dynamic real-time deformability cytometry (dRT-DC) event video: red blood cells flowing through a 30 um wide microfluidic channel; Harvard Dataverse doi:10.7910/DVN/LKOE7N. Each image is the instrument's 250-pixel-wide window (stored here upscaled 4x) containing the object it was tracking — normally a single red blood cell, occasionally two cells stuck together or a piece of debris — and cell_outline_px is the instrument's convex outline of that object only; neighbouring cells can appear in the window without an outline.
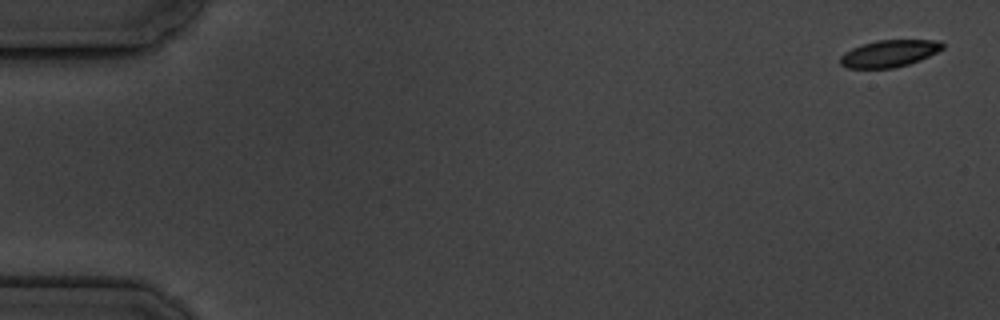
{"species": "common noctule bat (a hibernating species)", "species_latin": "Nyctalus noctula", "temperature_condition": "cold", "stored_images_in_passage": 17, "camera_frame_rate_fps": 3000, "um_per_image_px": 0.085, "animal": {"sex": "male", "body_mass_g": 19.5, "forearm_length_mm": 54.6}, "frame": {"image": 1, "passage_image": 1, "time_ms": 0.0, "image_size_px": [1000, 320], "cell_outline_px": [[944, 48], [920, 60], [908, 64], [892, 68], [848, 68], [840, 64], [840, 56], [844, 52], [852, 48], [876, 40], [940, 40], [944, 44]], "centroid_in_image_um": [75.58, 4.54], "position_along_channel_um": 9.4, "area_um2": 16.01}}
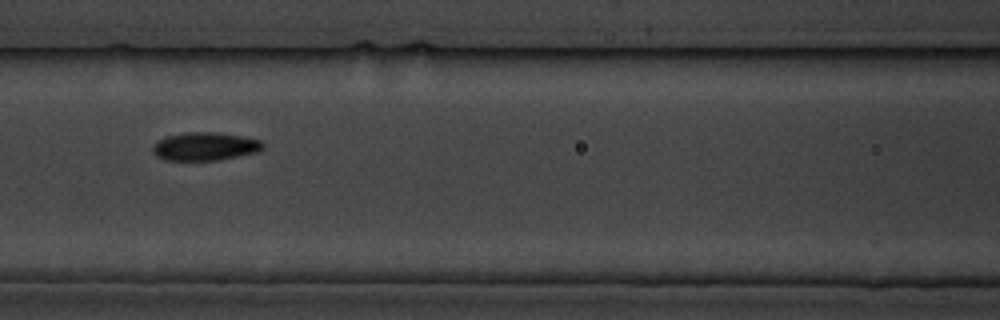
{"frame": {"image": 2, "passage_image": 8, "time_ms": 8.0, "image_size_px": [1000, 320], "cell_outline_px": [[264, 148], [260, 152], [220, 160], [164, 160], [156, 156], [152, 152], [152, 144], [156, 140], [164, 136], [188, 132], [216, 132], [244, 136], [260, 140], [264, 144]], "centroid_in_image_um": [17.41, 12.44], "position_along_channel_um": 149.2, "area_um2": 18.55}}
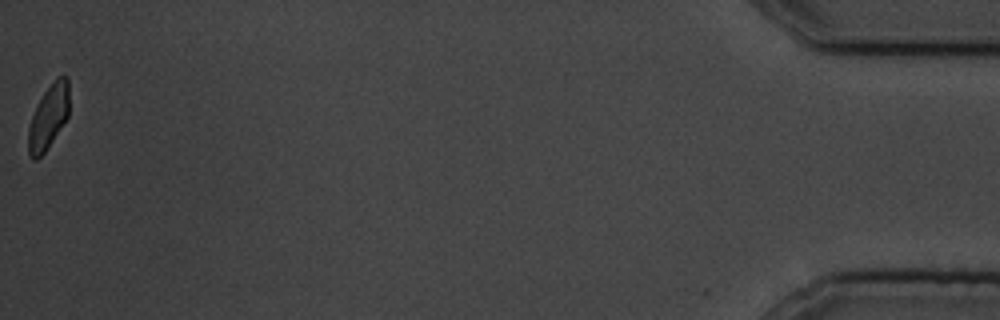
{"frame": {"image": 3, "passage_image": 17, "time_ms": 18.667, "image_size_px": [1000, 320], "cell_outline_px": [[68, 116], [44, 152], [36, 160], [32, 160], [28, 152], [28, 128], [32, 116], [44, 92], [60, 76], [68, 76]], "centroid_in_image_um": [4.1, 9.97], "position_along_channel_um": 431.1, "area_um2": 14.74}, "authors_computed_cell_mechanics": {"area_um2": 16.9354, "velocity_mm_per_s": 3.5127, "shape_relaxation_time_tau1_ms": 1.2278, "shape_relaxation_time_tau2_ms": 5.2823, "deformation_change_tau1": 0.0512, "deformation_change_tau2": 0.0528}}